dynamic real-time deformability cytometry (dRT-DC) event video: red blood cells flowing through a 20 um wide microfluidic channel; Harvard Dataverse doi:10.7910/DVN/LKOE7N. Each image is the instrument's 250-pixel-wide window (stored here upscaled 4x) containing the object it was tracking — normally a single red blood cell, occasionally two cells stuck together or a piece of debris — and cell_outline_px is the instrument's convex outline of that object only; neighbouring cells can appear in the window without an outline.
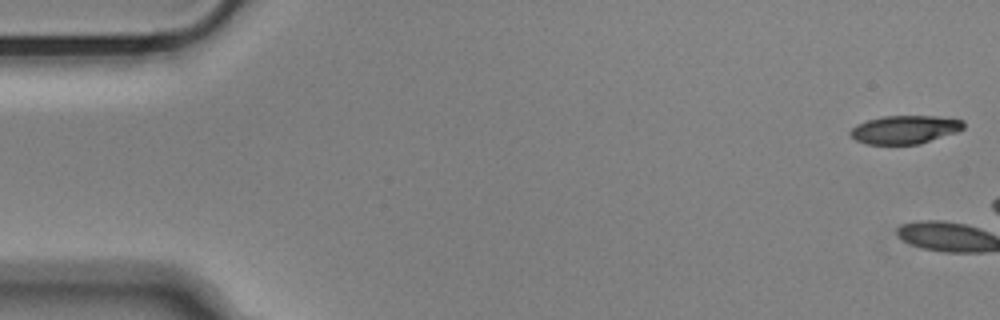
{"species": "Egyptian fruit bat (a non-hibernating species)", "species_latin": "Rousettus aegyptiacus", "temperature_condition": "cold", "stored_images_in_passage": 3, "camera_frame_rate_fps": 3000, "um_per_image_px": 0.085, "animal": {"sex": "male"}, "frame": {"image": 1, "passage_image": 1, "time_ms": 0.0, "image_size_px": [1000, 320], "cell_outline_px": [[964, 128], [956, 132], [920, 144], [868, 144], [856, 140], [848, 132], [856, 124], [868, 120], [884, 116], [936, 116], [964, 120]], "centroid_in_image_um": [76.91, 11.01], "position_along_channel_um": 8.1, "area_um2": 18.61}}